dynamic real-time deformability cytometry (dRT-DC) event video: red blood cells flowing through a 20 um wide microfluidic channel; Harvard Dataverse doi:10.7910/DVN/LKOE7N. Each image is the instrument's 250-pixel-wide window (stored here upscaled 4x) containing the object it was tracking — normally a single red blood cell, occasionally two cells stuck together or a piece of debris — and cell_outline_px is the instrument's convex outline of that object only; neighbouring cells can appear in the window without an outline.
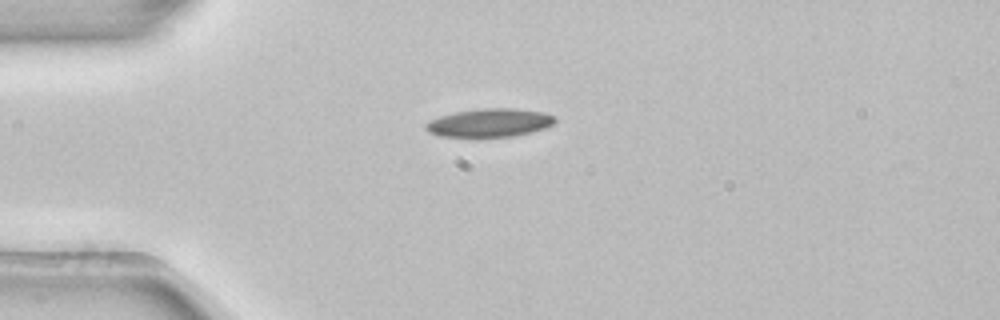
{"species": "common noctule bat (a hibernating species)", "species_latin": "Nyctalus noctula", "temperature_condition": "room temperature", "stored_images_in_passage": 2, "camera_frame_rate_fps": 3000, "um_per_image_px": 0.085, "animal": {"sex": "female", "body_mass_g": 22.7, "forearm_length_mm": 54.2}, "frame": {"image": 1, "passage_image": 1, "time_ms": 0.0, "image_size_px": [1000, 320], "cell_outline_px": [[556, 120], [552, 124], [544, 128], [532, 132], [512, 136], [440, 136], [428, 132], [424, 128], [424, 124], [428, 120], [440, 116], [456, 112], [480, 108], [516, 108], [544, 112], [556, 116]], "centroid_in_image_um": [41.61, 10.42], "position_along_channel_um": 43.4, "area_um2": 21.33}}